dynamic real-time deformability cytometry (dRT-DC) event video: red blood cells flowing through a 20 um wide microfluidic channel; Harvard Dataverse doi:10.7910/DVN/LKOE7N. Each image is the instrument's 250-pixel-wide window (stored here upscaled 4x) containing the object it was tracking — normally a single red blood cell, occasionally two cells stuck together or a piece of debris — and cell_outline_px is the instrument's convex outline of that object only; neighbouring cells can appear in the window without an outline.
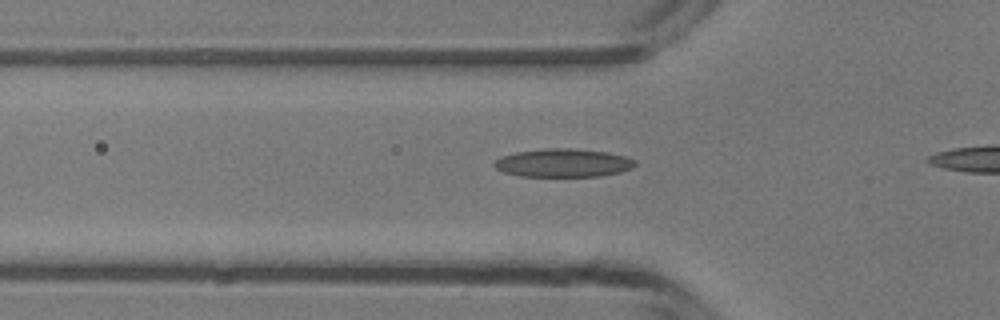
{"species": "common noctule bat (a hibernating species)", "species_latin": "Nyctalus noctula", "temperature_condition": "room temperature", "stored_images_in_passage": 7, "camera_frame_rate_fps": 3000, "um_per_image_px": 0.085, "animal": {"sex": "male", "body_mass_g": 13.3}, "frame": {"image": 1, "passage_image": 5, "time_ms": 1.333, "image_size_px": [1000, 320], "cell_outline_px": [[636, 164], [632, 168], [620, 172], [600, 176], [520, 176], [504, 172], [496, 168], [492, 164], [500, 156], [516, 152], [544, 148], [572, 148], [608, 152], [624, 156], [636, 160]], "centroid_in_image_um": [47.87, 13.84], "position_along_channel_um": 77.9, "area_um2": 23.29}}